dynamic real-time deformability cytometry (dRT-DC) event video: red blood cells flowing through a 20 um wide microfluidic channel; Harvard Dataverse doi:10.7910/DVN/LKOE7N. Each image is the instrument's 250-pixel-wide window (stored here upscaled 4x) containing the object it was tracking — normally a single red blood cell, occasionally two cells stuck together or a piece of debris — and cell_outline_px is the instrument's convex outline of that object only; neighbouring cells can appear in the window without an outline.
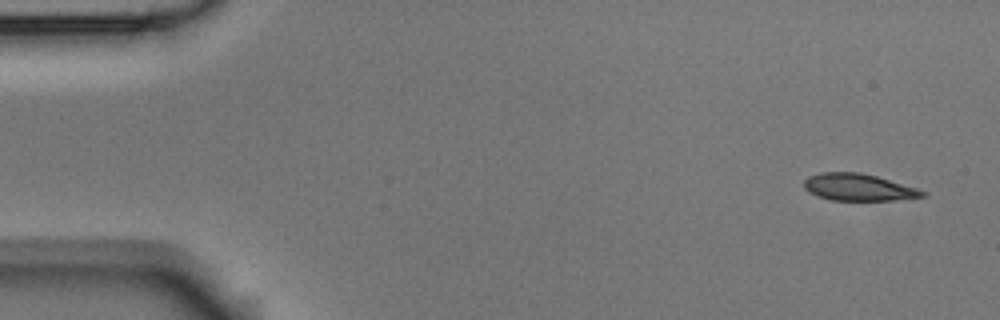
{"species": "Egyptian fruit bat (a non-hibernating species)", "species_latin": "Rousettus aegyptiacus", "temperature_condition": "room temperature", "stored_images_in_passage": 5, "camera_frame_rate_fps": 3000, "um_per_image_px": 0.085, "animal": {"sex": "male"}, "frame": {"image": 1, "passage_image": 1, "time_ms": 0.0, "image_size_px": [1000, 320], "cell_outline_px": [[928, 196], [892, 200], [832, 200], [808, 192], [804, 188], [804, 180], [808, 176], [820, 172], [860, 172], [876, 176], [916, 188], [928, 192]], "centroid_in_image_um": [72.96, 15.91], "position_along_channel_um": 12.0, "area_um2": 18.55}}